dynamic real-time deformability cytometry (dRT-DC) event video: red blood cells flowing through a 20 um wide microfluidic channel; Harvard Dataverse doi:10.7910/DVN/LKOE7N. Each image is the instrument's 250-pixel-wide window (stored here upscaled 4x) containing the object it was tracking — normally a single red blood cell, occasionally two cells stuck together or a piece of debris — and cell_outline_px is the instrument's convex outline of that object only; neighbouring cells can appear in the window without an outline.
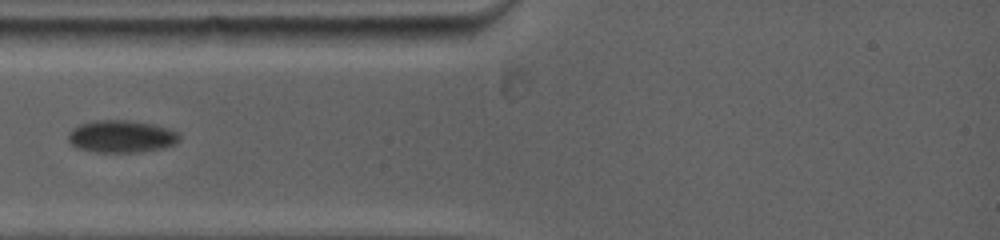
{"species": "common noctule bat (a hibernating species)", "species_latin": "Nyctalus noctula", "temperature_condition": "warm", "stored_images_in_passage": 12, "camera_frame_rate_fps": 5000, "um_per_image_px": 0.085, "animal": {"sex": "female", "body_mass_g": 19.0, "forearm_length_mm": 53.3}, "frame": {"image": 1, "passage_image": 5, "time_ms": 1.8, "image_size_px": [1000, 240], "cell_outline_px": [[180, 140], [176, 144], [160, 148], [140, 152], [88, 152], [76, 148], [68, 140], [68, 132], [72, 128], [80, 124], [92, 120], [128, 120], [152, 124], [168, 128], [176, 132], [180, 136]], "centroid_in_image_um": [10.27, 11.6], "position_along_channel_um": 74.7, "area_um2": 21.15}}
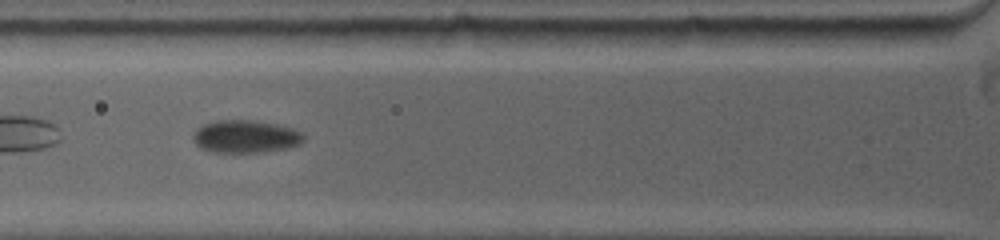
{"frame": {"image": 2, "passage_image": 7, "time_ms": 2.6, "image_size_px": [1000, 240], "cell_outline_px": [[304, 140], [300, 144], [288, 148], [260, 152], [212, 152], [200, 148], [192, 140], [192, 136], [196, 128], [200, 124], [216, 120], [256, 120], [276, 124], [292, 128], [300, 132], [304, 136]], "centroid_in_image_um": [20.82, 11.59], "position_along_channel_um": 105.0, "area_um2": 21.33}}